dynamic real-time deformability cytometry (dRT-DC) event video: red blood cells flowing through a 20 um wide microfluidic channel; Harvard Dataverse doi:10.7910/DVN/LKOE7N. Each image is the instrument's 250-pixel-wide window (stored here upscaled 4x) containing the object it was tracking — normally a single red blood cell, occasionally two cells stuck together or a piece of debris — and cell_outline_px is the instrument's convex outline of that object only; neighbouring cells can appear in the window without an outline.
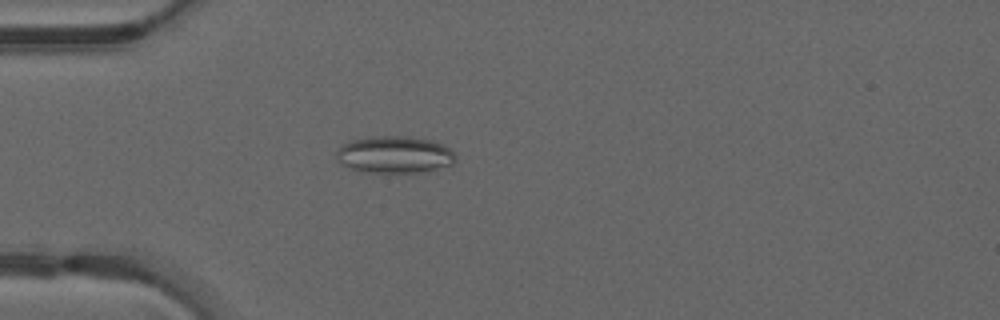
{"species": "common noctule bat (a hibernating species)", "species_latin": "Nyctalus noctula", "temperature_condition": "warm", "stored_images_in_passage": 17, "camera_frame_rate_fps": 3000, "um_per_image_px": 0.085, "animal": {"sex": "male", "forearm_length_mm": 52.5}, "frame": {"image": 1, "passage_image": 7, "time_ms": 2.0, "image_size_px": [1000, 320], "cell_outline_px": [[456, 160], [452, 164], [428, 172], [368, 172], [352, 168], [340, 164], [336, 160], [336, 152], [340, 144], [352, 140], [372, 136], [404, 136], [432, 140], [444, 144], [456, 156]], "centroid_in_image_um": [33.53, 13.14], "position_along_channel_um": 51.5, "area_um2": 25.89}}